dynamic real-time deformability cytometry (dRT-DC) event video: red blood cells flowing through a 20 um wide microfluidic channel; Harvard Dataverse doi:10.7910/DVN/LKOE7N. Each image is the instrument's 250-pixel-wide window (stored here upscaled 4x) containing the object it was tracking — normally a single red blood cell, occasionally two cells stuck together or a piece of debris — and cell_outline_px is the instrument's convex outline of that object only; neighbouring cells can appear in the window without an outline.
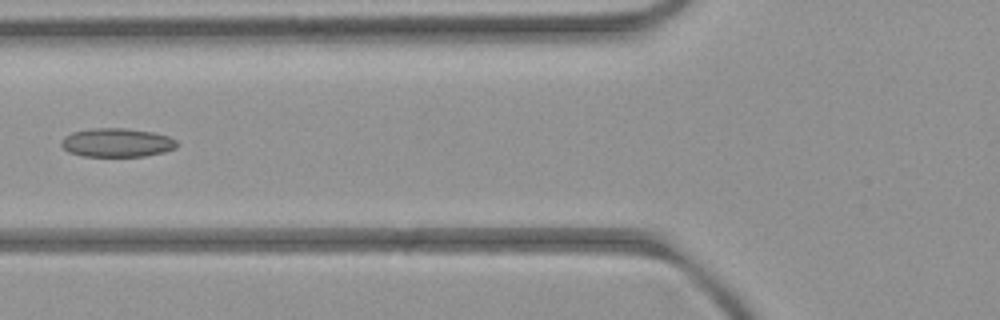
{"species": "common noctule bat (a hibernating species)", "species_latin": "Nyctalus noctula", "temperature_condition": "room temperature", "stored_images_in_passage": 7, "camera_frame_rate_fps": 3000, "um_per_image_px": 0.085, "animal": {"sex": "female", "body_mass_g": 21.9}, "frame": {"image": 1, "passage_image": 7, "time_ms": 7.667, "image_size_px": [1000, 320], "cell_outline_px": [[176, 148], [164, 152], [144, 156], [84, 156], [68, 152], [60, 144], [60, 140], [64, 136], [72, 132], [92, 128], [124, 128], [152, 132], [168, 136], [176, 140]], "centroid_in_image_um": [9.9, 12.12], "position_along_channel_um": 115.9, "area_um2": 19.36}}